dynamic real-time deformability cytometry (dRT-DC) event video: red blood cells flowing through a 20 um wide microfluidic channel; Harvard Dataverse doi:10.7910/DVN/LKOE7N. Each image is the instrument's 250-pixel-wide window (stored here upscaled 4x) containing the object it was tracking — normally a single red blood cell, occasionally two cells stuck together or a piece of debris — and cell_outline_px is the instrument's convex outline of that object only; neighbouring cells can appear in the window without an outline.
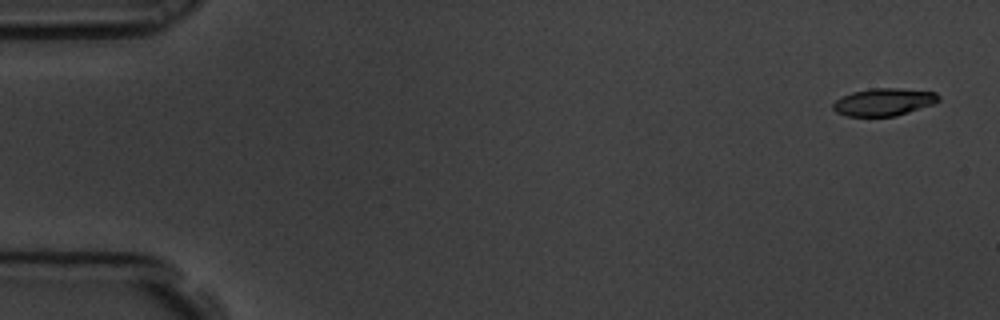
{"species": "common noctule bat (a hibernating species)", "species_latin": "Nyctalus noctula", "temperature_condition": "room temperature", "stored_images_in_passage": 6, "camera_frame_rate_fps": 3000, "um_per_image_px": 0.085, "animal": {"sex": "male", "body_mass_g": 19.5, "forearm_length_mm": 54.6}, "frame": {"image": 1, "passage_image": 1, "time_ms": 0.0, "image_size_px": [1000, 320], "cell_outline_px": [[940, 100], [932, 104], [896, 116], [848, 116], [836, 112], [832, 108], [832, 104], [836, 100], [852, 92], [872, 88], [900, 88], [936, 92], [940, 96]], "centroid_in_image_um": [75.13, 8.66], "position_along_channel_um": 9.9, "area_um2": 16.82}}
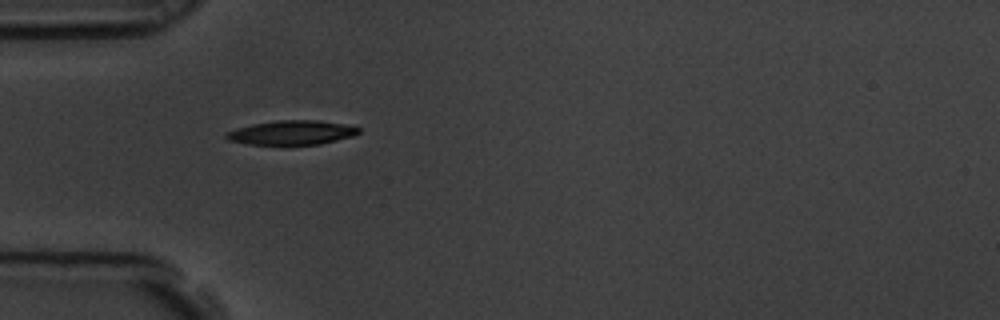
{"frame": {"image": 2, "passage_image": 5, "time_ms": 1.333, "image_size_px": [1000, 320], "cell_outline_px": [[360, 132], [352, 136], [320, 144], [248, 144], [228, 140], [224, 136], [228, 132], [236, 128], [252, 124], [280, 120], [316, 120], [344, 124], [360, 128]], "centroid_in_image_um": [24.79, 11.26], "position_along_channel_um": 60.2, "area_um2": 18.44}}